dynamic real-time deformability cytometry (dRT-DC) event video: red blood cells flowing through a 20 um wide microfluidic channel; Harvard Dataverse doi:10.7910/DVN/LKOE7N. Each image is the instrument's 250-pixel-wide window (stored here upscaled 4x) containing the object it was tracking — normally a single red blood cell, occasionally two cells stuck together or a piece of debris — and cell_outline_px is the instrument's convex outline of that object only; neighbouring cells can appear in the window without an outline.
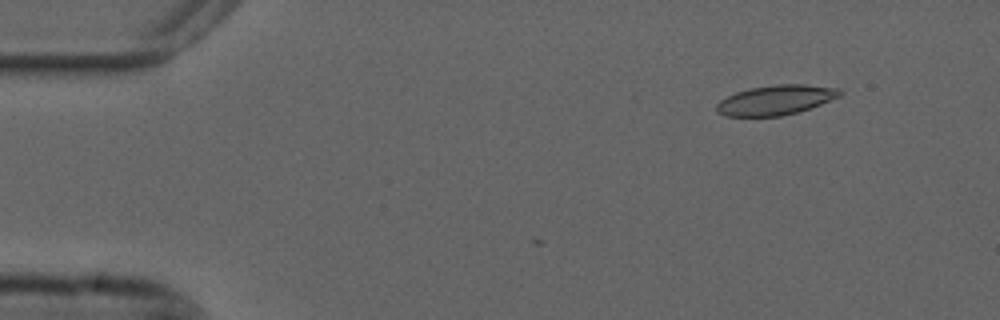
{"species": "common noctule bat (a hibernating species)", "species_latin": "Nyctalus noctula", "temperature_condition": "cold", "stored_images_in_passage": 6, "camera_frame_rate_fps": 3000, "um_per_image_px": 0.085, "animal": {"sex": "male", "forearm_length_mm": 52.5}, "frame": {"image": 1, "passage_image": 6, "time_ms": 1.667, "image_size_px": [1000, 320], "cell_outline_px": [[844, 92], [840, 96], [820, 104], [796, 112], [780, 116], [724, 116], [716, 112], [716, 104], [720, 100], [736, 92], [748, 88], [776, 84], [804, 84], [840, 88]], "centroid_in_image_um": [65.92, 8.49], "position_along_channel_um": 19.1, "area_um2": 21.39}}